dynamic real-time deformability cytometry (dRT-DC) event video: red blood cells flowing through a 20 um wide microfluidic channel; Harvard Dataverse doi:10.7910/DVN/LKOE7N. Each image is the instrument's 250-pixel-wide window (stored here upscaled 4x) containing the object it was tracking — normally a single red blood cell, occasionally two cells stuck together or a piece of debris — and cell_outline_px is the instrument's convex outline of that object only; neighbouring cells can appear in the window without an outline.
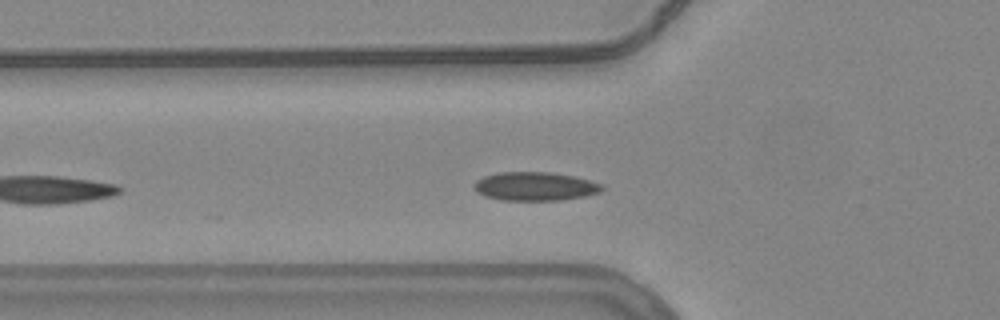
{"species": "common noctule bat (a hibernating species)", "species_latin": "Nyctalus noctula", "temperature_condition": "warm", "stored_images_in_passage": 40, "camera_frame_rate_fps": 3000, "um_per_image_px": 0.085, "animal": {"sex": "female", "body_mass_g": 24.6, "forearm_length_mm": 56.2}, "frame": {"image": 1, "passage_image": 7, "time_ms": 2.0, "image_size_px": [1000, 320], "cell_outline_px": [[604, 188], [600, 192], [584, 196], [560, 200], [500, 200], [484, 196], [476, 192], [472, 188], [472, 184], [476, 180], [484, 176], [500, 172], [552, 172], [572, 176], [588, 180], [600, 184]], "centroid_in_image_um": [45.4, 15.84], "position_along_channel_um": 80.4, "area_um2": 21.39}, "authors_computed_cell_mechanics": {"area_um2": 21.097, "velocity_mm_per_s": 3.7298, "shape_relaxation_time_tau1_ms": null, "shape_relaxation_time_tau2_ms": 1.3815, "deformation_change_tau1": null, "deformation_change_tau2": 0.0611}}